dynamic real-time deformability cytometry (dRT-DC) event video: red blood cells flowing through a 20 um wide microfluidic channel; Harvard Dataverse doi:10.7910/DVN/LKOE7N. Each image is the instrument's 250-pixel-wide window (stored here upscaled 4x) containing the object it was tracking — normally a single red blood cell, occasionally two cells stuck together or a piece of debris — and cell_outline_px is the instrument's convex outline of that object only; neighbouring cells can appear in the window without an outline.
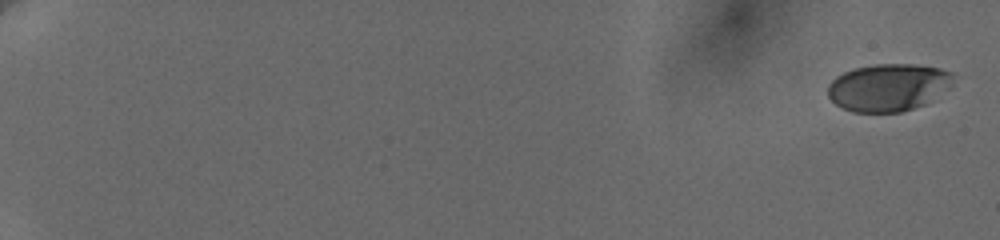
{"species": "human", "species_latin": "Homo sapiens", "temperature_condition": "cold", "stored_images_in_passage": 11, "camera_frame_rate_fps": 3000, "um_per_image_px": 0.085, "donor": {"sex": "female"}, "frame": {"image": 1, "passage_image": 1, "time_ms": 0.0, "image_size_px": [1000, 240], "cell_outline_px": [[952, 72], [948, 88], [924, 104], [900, 112], [852, 112], [840, 108], [828, 96], [828, 84], [836, 76], [852, 68], [876, 64], [912, 64], [940, 68]], "centroid_in_image_um": [75.44, 7.42], "position_along_channel_um": 9.6, "area_um2": 34.45}}
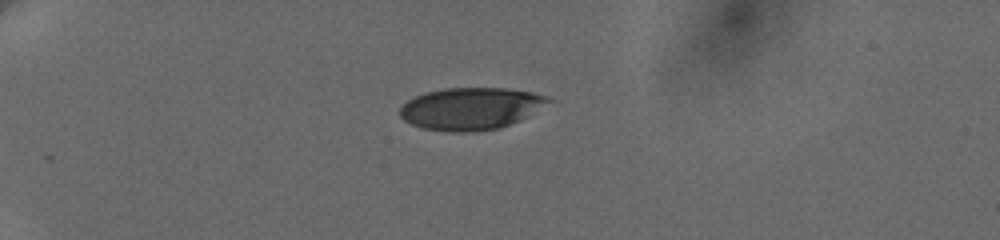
{"frame": {"image": 2, "passage_image": 7, "time_ms": 5.667, "image_size_px": [1000, 240], "cell_outline_px": [[556, 100], [520, 120], [500, 128], [464, 132], [452, 132], [424, 128], [412, 124], [404, 120], [400, 116], [400, 108], [408, 100], [424, 92], [444, 88], [504, 88], [532, 92], [548, 96]], "centroid_in_image_um": [40.06, 9.22], "position_along_channel_um": 44.9, "area_um2": 36.47}}
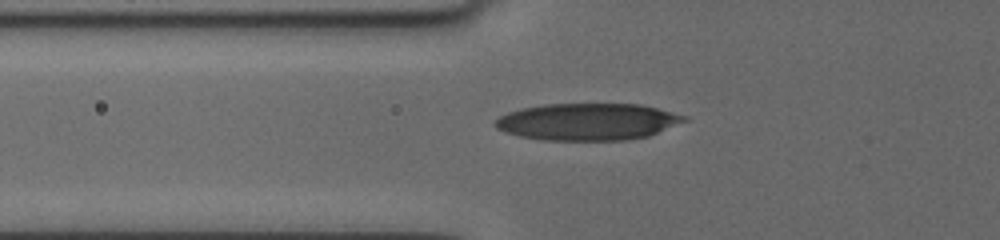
{"frame": {"image": 3, "passage_image": 10, "time_ms": 8.0, "image_size_px": [1000, 240], "cell_outline_px": [[688, 120], [648, 136], [624, 140], [544, 140], [520, 136], [496, 128], [496, 120], [500, 116], [508, 112], [524, 108], [544, 104], [640, 104], [688, 116]], "centroid_in_image_um": [49.98, 10.34], "position_along_channel_um": 75.8, "area_um2": 40.34}}